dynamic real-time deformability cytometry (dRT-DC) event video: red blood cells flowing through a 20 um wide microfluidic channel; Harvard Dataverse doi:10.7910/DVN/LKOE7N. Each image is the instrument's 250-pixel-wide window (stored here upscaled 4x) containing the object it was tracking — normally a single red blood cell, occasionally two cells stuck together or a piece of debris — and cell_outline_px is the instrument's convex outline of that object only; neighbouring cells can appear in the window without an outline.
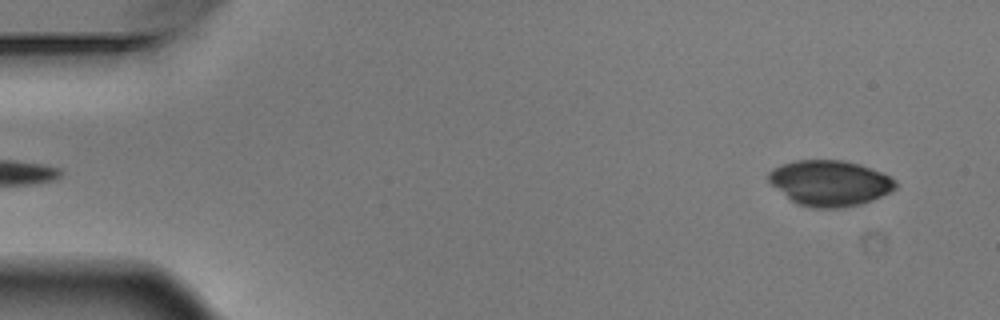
{"species": "Egyptian fruit bat (a non-hibernating species)", "species_latin": "Rousettus aegyptiacus", "temperature_condition": "warm", "stored_images_in_passage": 4, "camera_frame_rate_fps": 3000, "um_per_image_px": 0.085, "animal": {"sex": "male"}, "frame": {"image": 1, "passage_image": 4, "time_ms": 1.0, "image_size_px": [1000, 320], "cell_outline_px": [[896, 188], [872, 200], [860, 204], [844, 208], [812, 208], [796, 204], [772, 184], [768, 180], [768, 172], [772, 168], [780, 164], [796, 160], [844, 160], [860, 164], [880, 172], [896, 180]], "centroid_in_image_um": [70.51, 15.56], "position_along_channel_um": 14.5, "area_um2": 33.7}}